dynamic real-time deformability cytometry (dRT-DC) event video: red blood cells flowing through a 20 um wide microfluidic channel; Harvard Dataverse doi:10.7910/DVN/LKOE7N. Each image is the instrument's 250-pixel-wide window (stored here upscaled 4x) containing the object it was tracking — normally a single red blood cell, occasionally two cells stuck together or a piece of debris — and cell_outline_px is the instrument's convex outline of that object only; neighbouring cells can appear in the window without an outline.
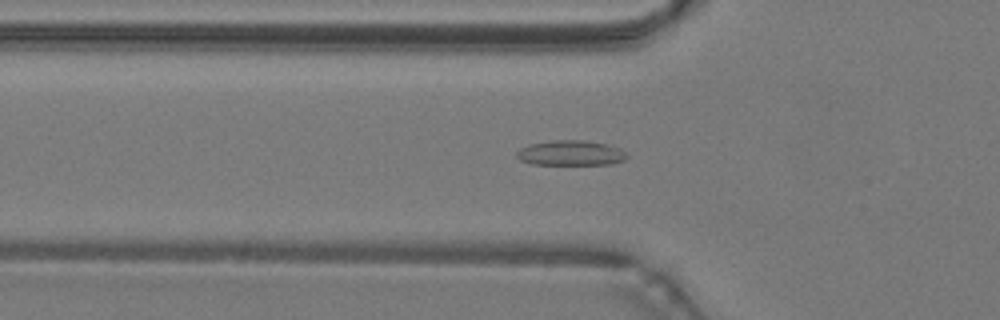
{"species": "common noctule bat (a hibernating species)", "species_latin": "Nyctalus noctula", "temperature_condition": "warm", "stored_images_in_passage": 49, "camera_frame_rate_fps": 3000, "um_per_image_px": 0.085, "animal": {"sex": "male", "body_mass_g": 19.2, "forearm_length_mm": 51.8}, "frame": {"image": 1, "passage_image": 17, "time_ms": 5.333, "image_size_px": [1000, 320], "cell_outline_px": [[628, 156], [624, 160], [612, 164], [532, 164], [520, 160], [516, 156], [516, 152], [520, 148], [528, 144], [552, 140], [584, 140], [608, 144], [620, 148], [628, 152]], "centroid_in_image_um": [48.53, 12.99], "position_along_channel_um": 77.3, "area_um2": 16.3}}
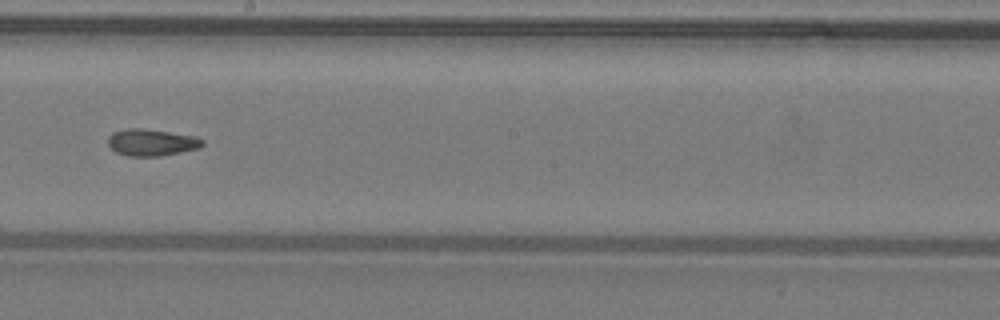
{"frame": {"image": 2, "passage_image": 28, "time_ms": 9.0, "image_size_px": [1000, 320], "cell_outline_px": [[204, 144], [200, 148], [160, 156], [128, 156], [116, 152], [108, 144], [108, 136], [112, 132], [128, 128], [144, 128], [196, 136], [204, 140]], "centroid_in_image_um": [12.89, 12.1], "position_along_channel_um": 235.3, "area_um2": 14.85}}
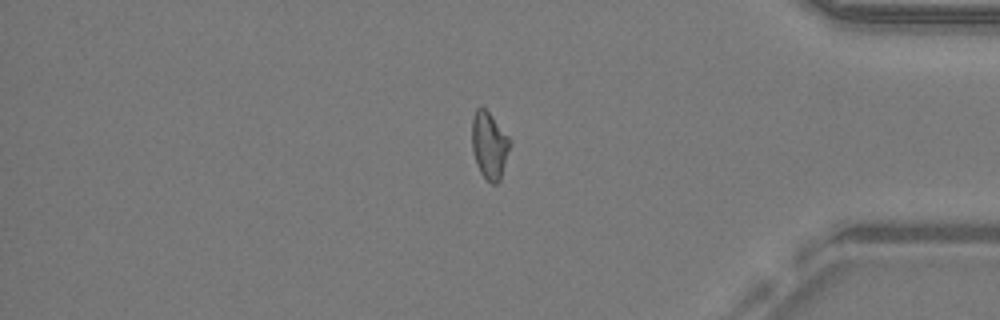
{"frame": {"image": 3, "passage_image": 41, "time_ms": 13.333, "image_size_px": [1000, 320], "cell_outline_px": [[512, 144], [500, 180], [496, 184], [492, 184], [480, 172], [476, 164], [472, 152], [472, 120], [476, 108], [484, 108], [492, 116], [512, 140]], "centroid_in_image_um": [41.61, 12.37], "position_along_channel_um": 393.6, "area_um2": 14.97}, "authors_computed_cell_mechanics": {"area_um2": 14.9702, "velocity_mm_per_s": 4.2923, "shape_relaxation_time_tau1_ms": null, "shape_relaxation_time_tau2_ms": 5.348, "deformation_change_tau1": null, "deformation_change_tau2": 0.0879}}